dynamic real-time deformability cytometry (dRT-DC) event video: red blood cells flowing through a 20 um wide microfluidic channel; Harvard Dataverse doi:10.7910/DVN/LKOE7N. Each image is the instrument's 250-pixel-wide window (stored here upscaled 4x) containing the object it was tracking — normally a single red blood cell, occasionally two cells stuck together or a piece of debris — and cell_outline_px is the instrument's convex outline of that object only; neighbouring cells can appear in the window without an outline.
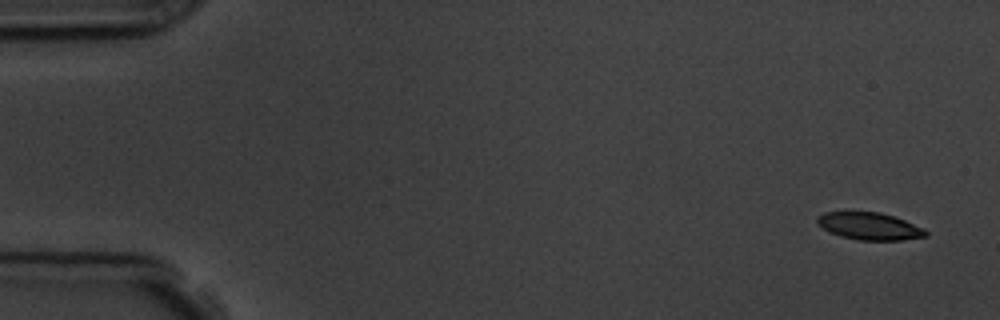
{"species": "common noctule bat (a hibernating species)", "species_latin": "Nyctalus noctula", "temperature_condition": "room temperature", "stored_images_in_passage": 5, "camera_frame_rate_fps": 3000, "um_per_image_px": 0.085, "animal": {"sex": "male", "body_mass_g": 19.5, "forearm_length_mm": 54.6}, "frame": {"image": 1, "passage_image": 1, "time_ms": 0.0, "image_size_px": [1000, 320], "cell_outline_px": [[928, 236], [900, 240], [860, 240], [840, 236], [824, 228], [816, 220], [816, 216], [824, 212], [880, 212], [904, 220], [924, 228], [928, 232]], "centroid_in_image_um": [73.93, 19.22], "position_along_channel_um": 11.1, "area_um2": 17.05}}
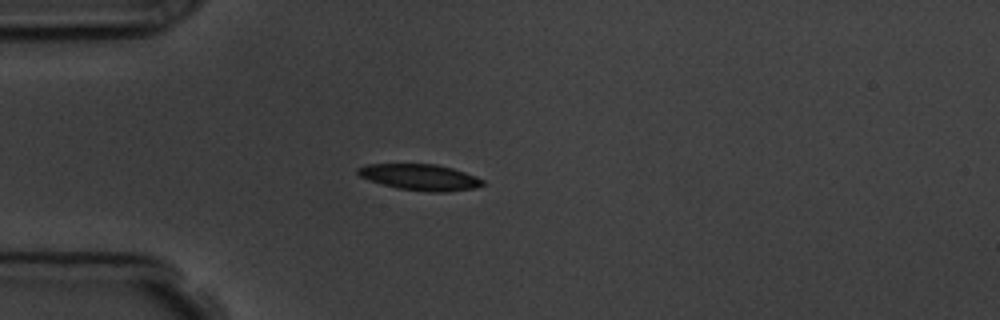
{"frame": {"image": 2, "passage_image": 5, "time_ms": 4.333, "image_size_px": [1000, 320], "cell_outline_px": [[484, 184], [476, 188], [444, 192], [428, 192], [396, 188], [360, 176], [356, 172], [356, 168], [368, 164], [436, 164], [452, 168], [476, 176], [484, 180]], "centroid_in_image_um": [35.73, 15.06], "position_along_channel_um": 49.3, "area_um2": 18.9}}